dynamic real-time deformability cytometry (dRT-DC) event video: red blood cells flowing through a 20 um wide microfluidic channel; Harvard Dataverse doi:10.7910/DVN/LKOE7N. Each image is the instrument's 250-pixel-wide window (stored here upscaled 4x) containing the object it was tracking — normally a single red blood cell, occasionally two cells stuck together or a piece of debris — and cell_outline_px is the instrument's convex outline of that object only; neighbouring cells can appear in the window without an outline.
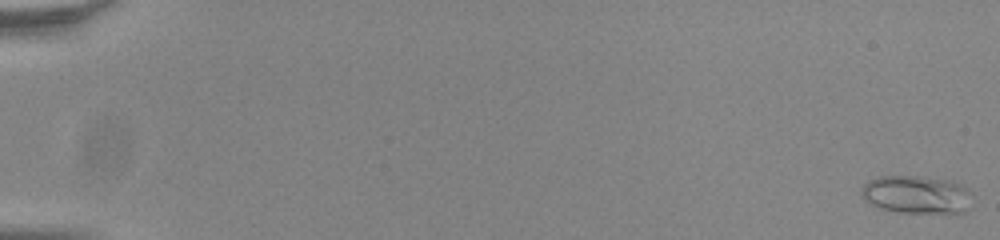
{"species": "common noctule bat (a hibernating species)", "species_latin": "Nyctalus noctula", "temperature_condition": "room temperature", "stored_images_in_passage": 55, "camera_frame_rate_fps": 3000, "um_per_image_px": 0.085, "animal": {"sex": "male", "body_mass_g": 20.0, "forearm_length_mm": 53.3}, "frame": {"image": 1, "passage_image": 1, "time_ms": 0.0, "image_size_px": [1000, 240], "cell_outline_px": [[972, 208], [964, 212], [900, 212], [880, 208], [864, 200], [860, 192], [860, 188], [868, 180], [880, 176], [924, 176], [952, 180], [968, 188], [972, 192]], "centroid_in_image_um": [77.95, 16.52], "position_along_channel_um": 7.0, "area_um2": 24.97}}
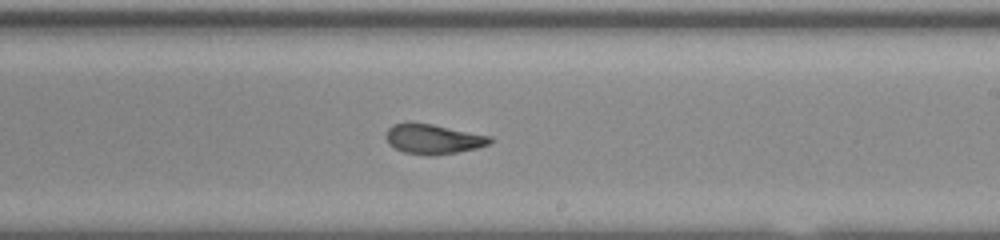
{"frame": {"image": 2, "passage_image": 35, "time_ms": 11.333, "image_size_px": [1000, 240], "cell_outline_px": [[492, 140], [488, 144], [476, 148], [456, 152], [404, 152], [388, 144], [384, 136], [388, 128], [392, 124], [432, 124], [492, 136]], "centroid_in_image_um": [36.82, 11.78], "position_along_channel_um": 252.2, "area_um2": 17.05}}
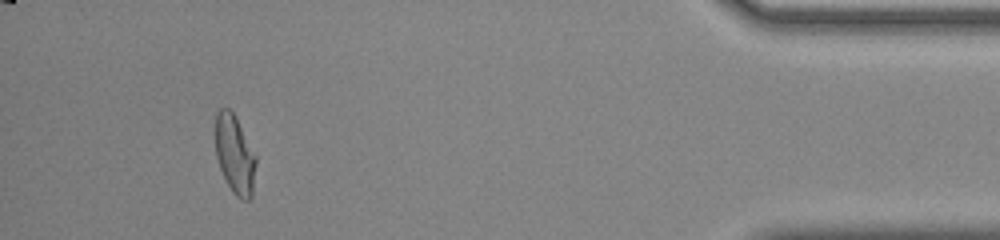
{"frame": {"image": 3, "passage_image": 52, "time_ms": 17.0, "image_size_px": [1000, 240], "cell_outline_px": [[256, 164], [252, 196], [248, 200], [240, 200], [232, 192], [220, 168], [216, 156], [216, 112], [220, 108], [228, 108], [236, 116], [256, 156]], "centroid_in_image_um": [19.97, 13.14], "position_along_channel_um": 415.2, "area_um2": 18.55}, "authors_computed_cell_mechanics": {"area_um2": 18.6694, "velocity_mm_per_s": 3.8307, "shape_relaxation_time_tau1_ms": null, "shape_relaxation_time_tau2_ms": 1.7064, "deformation_change_tau1": null, "deformation_change_tau2": 0.0927}}